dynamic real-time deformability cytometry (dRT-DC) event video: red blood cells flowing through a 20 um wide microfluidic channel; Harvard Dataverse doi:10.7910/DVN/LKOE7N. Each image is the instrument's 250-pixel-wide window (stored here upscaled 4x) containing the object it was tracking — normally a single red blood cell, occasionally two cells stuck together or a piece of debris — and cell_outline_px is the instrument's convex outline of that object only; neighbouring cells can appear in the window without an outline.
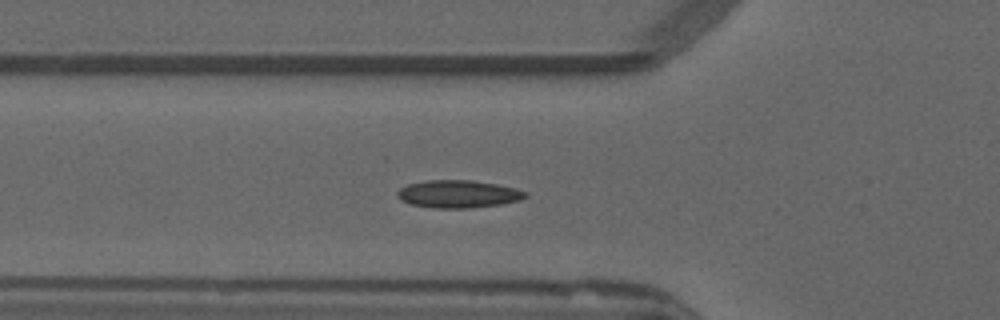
{"species": "common noctule bat (a hibernating species)", "species_latin": "Nyctalus noctula", "temperature_condition": "warm", "stored_images_in_passage": 37, "camera_frame_rate_fps": 3000, "um_per_image_px": 0.085, "animal": {"sex": "male", "forearm_length_mm": 52.5}, "frame": {"image": 1, "passage_image": 2, "time_ms": 0.333, "image_size_px": [1000, 320], "cell_outline_px": [[528, 196], [520, 200], [500, 204], [472, 208], [432, 208], [412, 204], [400, 200], [396, 196], [396, 192], [400, 188], [408, 184], [428, 180], [472, 180], [496, 184], [516, 188], [528, 192]], "centroid_in_image_um": [38.95, 16.49], "position_along_channel_um": 86.8, "area_um2": 20.75}}
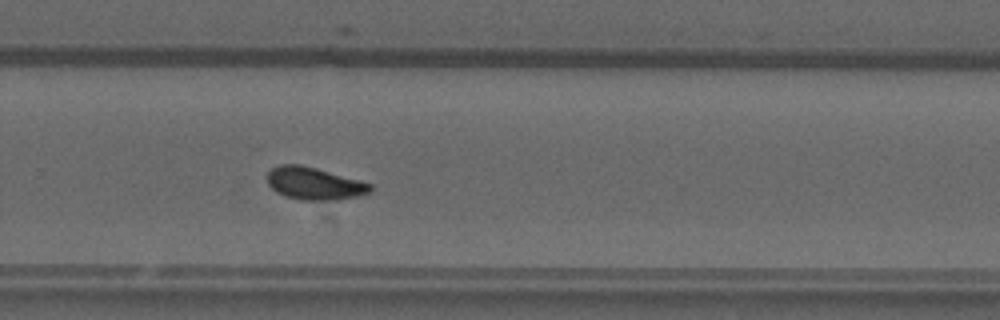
{"frame": {"image": 2, "passage_image": 19, "time_ms": 6.0, "image_size_px": [1000, 320], "cell_outline_px": [[372, 192], [356, 196], [336, 200], [300, 200], [284, 196], [276, 192], [268, 184], [264, 176], [272, 168], [280, 164], [300, 164], [316, 168], [360, 180], [372, 184]], "centroid_in_image_um": [26.68, 15.59], "position_along_channel_um": 303.1, "area_um2": 19.71}}
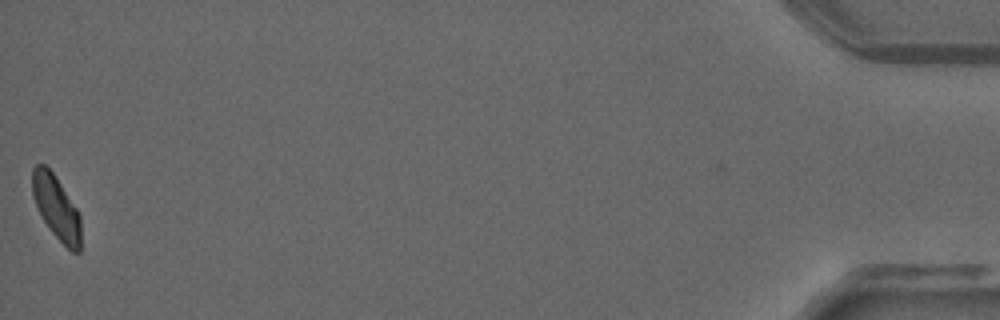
{"frame": {"image": 3, "passage_image": 37, "time_ms": 12.0, "image_size_px": [1000, 320], "cell_outline_px": [[80, 252], [72, 252], [52, 232], [44, 220], [32, 196], [32, 168], [36, 164], [44, 164], [52, 172], [76, 208], [80, 216]], "centroid_in_image_um": [4.77, 17.62], "position_along_channel_um": 430.4, "area_um2": 17.57}}